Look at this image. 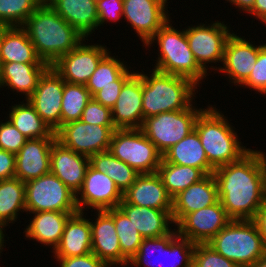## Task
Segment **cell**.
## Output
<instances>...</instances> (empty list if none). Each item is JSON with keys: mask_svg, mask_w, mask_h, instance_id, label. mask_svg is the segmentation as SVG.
<instances>
[{"mask_svg": "<svg viewBox=\"0 0 266 267\" xmlns=\"http://www.w3.org/2000/svg\"><path fill=\"white\" fill-rule=\"evenodd\" d=\"M3 26H0V75L2 71L1 43H2Z\"/></svg>", "mask_w": 266, "mask_h": 267, "instance_id": "obj_53", "label": "cell"}, {"mask_svg": "<svg viewBox=\"0 0 266 267\" xmlns=\"http://www.w3.org/2000/svg\"><path fill=\"white\" fill-rule=\"evenodd\" d=\"M98 27L107 21H119L123 15V0H101L97 3Z\"/></svg>", "mask_w": 266, "mask_h": 267, "instance_id": "obj_45", "label": "cell"}, {"mask_svg": "<svg viewBox=\"0 0 266 267\" xmlns=\"http://www.w3.org/2000/svg\"><path fill=\"white\" fill-rule=\"evenodd\" d=\"M27 140L9 120L0 123V149L16 155Z\"/></svg>", "mask_w": 266, "mask_h": 267, "instance_id": "obj_42", "label": "cell"}, {"mask_svg": "<svg viewBox=\"0 0 266 267\" xmlns=\"http://www.w3.org/2000/svg\"><path fill=\"white\" fill-rule=\"evenodd\" d=\"M185 33L196 62L206 73V64L223 61L224 47L232 34L227 24L221 21H213L210 25L200 23L185 28Z\"/></svg>", "mask_w": 266, "mask_h": 267, "instance_id": "obj_11", "label": "cell"}, {"mask_svg": "<svg viewBox=\"0 0 266 267\" xmlns=\"http://www.w3.org/2000/svg\"><path fill=\"white\" fill-rule=\"evenodd\" d=\"M157 173L160 175L165 189L172 199L191 184L200 181L206 176L199 168L167 163L163 159Z\"/></svg>", "mask_w": 266, "mask_h": 267, "instance_id": "obj_35", "label": "cell"}, {"mask_svg": "<svg viewBox=\"0 0 266 267\" xmlns=\"http://www.w3.org/2000/svg\"><path fill=\"white\" fill-rule=\"evenodd\" d=\"M162 159L167 163L199 168L206 175L212 174L215 170L209 164L205 150L195 130L166 150Z\"/></svg>", "mask_w": 266, "mask_h": 267, "instance_id": "obj_30", "label": "cell"}, {"mask_svg": "<svg viewBox=\"0 0 266 267\" xmlns=\"http://www.w3.org/2000/svg\"><path fill=\"white\" fill-rule=\"evenodd\" d=\"M15 177V154L0 149V180Z\"/></svg>", "mask_w": 266, "mask_h": 267, "instance_id": "obj_47", "label": "cell"}, {"mask_svg": "<svg viewBox=\"0 0 266 267\" xmlns=\"http://www.w3.org/2000/svg\"><path fill=\"white\" fill-rule=\"evenodd\" d=\"M123 199L128 204L172 212V198L157 172L139 174L123 193Z\"/></svg>", "mask_w": 266, "mask_h": 267, "instance_id": "obj_23", "label": "cell"}, {"mask_svg": "<svg viewBox=\"0 0 266 267\" xmlns=\"http://www.w3.org/2000/svg\"><path fill=\"white\" fill-rule=\"evenodd\" d=\"M134 73L129 71L127 68L116 80L115 85H107L98 92H96L92 98L98 101L103 106L109 107L110 109L115 105L116 100L120 94V90L124 82Z\"/></svg>", "mask_w": 266, "mask_h": 267, "instance_id": "obj_44", "label": "cell"}, {"mask_svg": "<svg viewBox=\"0 0 266 267\" xmlns=\"http://www.w3.org/2000/svg\"><path fill=\"white\" fill-rule=\"evenodd\" d=\"M195 246L196 244L187 238L180 237L177 229H173L170 234L163 237L143 238L137 253L129 260L128 267H166L168 265L169 267H192ZM151 252L152 254H150ZM149 255H153L154 260L156 257L160 258L162 256L160 259L156 258L155 260L158 266L150 264L152 262L149 261V258H151ZM163 257L166 259H168L167 257H172L173 259L171 258V260L173 262L162 265V262L165 261Z\"/></svg>", "mask_w": 266, "mask_h": 267, "instance_id": "obj_9", "label": "cell"}, {"mask_svg": "<svg viewBox=\"0 0 266 267\" xmlns=\"http://www.w3.org/2000/svg\"><path fill=\"white\" fill-rule=\"evenodd\" d=\"M89 165L96 171L106 173L124 193L140 174L125 162L117 159L110 151L100 152L89 157Z\"/></svg>", "mask_w": 266, "mask_h": 267, "instance_id": "obj_33", "label": "cell"}, {"mask_svg": "<svg viewBox=\"0 0 266 267\" xmlns=\"http://www.w3.org/2000/svg\"><path fill=\"white\" fill-rule=\"evenodd\" d=\"M253 221L258 228L259 234L261 235L266 249V201L257 211L255 217L253 218Z\"/></svg>", "mask_w": 266, "mask_h": 267, "instance_id": "obj_48", "label": "cell"}, {"mask_svg": "<svg viewBox=\"0 0 266 267\" xmlns=\"http://www.w3.org/2000/svg\"><path fill=\"white\" fill-rule=\"evenodd\" d=\"M56 261L60 267H109L92 252L82 256L56 258Z\"/></svg>", "mask_w": 266, "mask_h": 267, "instance_id": "obj_46", "label": "cell"}, {"mask_svg": "<svg viewBox=\"0 0 266 267\" xmlns=\"http://www.w3.org/2000/svg\"><path fill=\"white\" fill-rule=\"evenodd\" d=\"M137 72L142 77L143 121L162 112L185 110L192 105L198 86L192 80L155 69L149 72L150 75Z\"/></svg>", "mask_w": 266, "mask_h": 267, "instance_id": "obj_3", "label": "cell"}, {"mask_svg": "<svg viewBox=\"0 0 266 267\" xmlns=\"http://www.w3.org/2000/svg\"><path fill=\"white\" fill-rule=\"evenodd\" d=\"M84 213L77 212L66 221L60 243L52 252L54 259L82 256L92 252L90 219H86Z\"/></svg>", "mask_w": 266, "mask_h": 267, "instance_id": "obj_25", "label": "cell"}, {"mask_svg": "<svg viewBox=\"0 0 266 267\" xmlns=\"http://www.w3.org/2000/svg\"><path fill=\"white\" fill-rule=\"evenodd\" d=\"M218 109L209 106L197 117L195 131L198 133L209 164L214 168L235 162L246 154V148L239 142L237 133Z\"/></svg>", "mask_w": 266, "mask_h": 267, "instance_id": "obj_4", "label": "cell"}, {"mask_svg": "<svg viewBox=\"0 0 266 267\" xmlns=\"http://www.w3.org/2000/svg\"><path fill=\"white\" fill-rule=\"evenodd\" d=\"M44 0H0V26L22 27Z\"/></svg>", "mask_w": 266, "mask_h": 267, "instance_id": "obj_39", "label": "cell"}, {"mask_svg": "<svg viewBox=\"0 0 266 267\" xmlns=\"http://www.w3.org/2000/svg\"><path fill=\"white\" fill-rule=\"evenodd\" d=\"M25 210L79 212L76 194L52 173L25 182Z\"/></svg>", "mask_w": 266, "mask_h": 267, "instance_id": "obj_10", "label": "cell"}, {"mask_svg": "<svg viewBox=\"0 0 266 267\" xmlns=\"http://www.w3.org/2000/svg\"><path fill=\"white\" fill-rule=\"evenodd\" d=\"M143 238L163 237L170 234L172 212L128 204L124 199L118 206ZM170 227V228H169Z\"/></svg>", "mask_w": 266, "mask_h": 267, "instance_id": "obj_26", "label": "cell"}, {"mask_svg": "<svg viewBox=\"0 0 266 267\" xmlns=\"http://www.w3.org/2000/svg\"><path fill=\"white\" fill-rule=\"evenodd\" d=\"M109 151L140 174L158 171L162 154L139 129H116Z\"/></svg>", "mask_w": 266, "mask_h": 267, "instance_id": "obj_8", "label": "cell"}, {"mask_svg": "<svg viewBox=\"0 0 266 267\" xmlns=\"http://www.w3.org/2000/svg\"><path fill=\"white\" fill-rule=\"evenodd\" d=\"M230 2L232 5L234 4L235 7L243 12L250 13L253 10L254 1L255 0H225Z\"/></svg>", "mask_w": 266, "mask_h": 267, "instance_id": "obj_50", "label": "cell"}, {"mask_svg": "<svg viewBox=\"0 0 266 267\" xmlns=\"http://www.w3.org/2000/svg\"><path fill=\"white\" fill-rule=\"evenodd\" d=\"M153 1H155L156 3H158L159 5H161V6H163L166 10H167V3H169V2H167L168 0H153Z\"/></svg>", "mask_w": 266, "mask_h": 267, "instance_id": "obj_54", "label": "cell"}, {"mask_svg": "<svg viewBox=\"0 0 266 267\" xmlns=\"http://www.w3.org/2000/svg\"><path fill=\"white\" fill-rule=\"evenodd\" d=\"M105 211L114 219L122 254L130 260L137 253L143 237L119 207Z\"/></svg>", "mask_w": 266, "mask_h": 267, "instance_id": "obj_37", "label": "cell"}, {"mask_svg": "<svg viewBox=\"0 0 266 267\" xmlns=\"http://www.w3.org/2000/svg\"><path fill=\"white\" fill-rule=\"evenodd\" d=\"M4 229H5L4 226L0 224V253H2V251L4 250L3 249V247H5L4 246V243H5L4 241H7V240L4 239V236H5V234L3 233ZM0 256H1V254H0Z\"/></svg>", "mask_w": 266, "mask_h": 267, "instance_id": "obj_51", "label": "cell"}, {"mask_svg": "<svg viewBox=\"0 0 266 267\" xmlns=\"http://www.w3.org/2000/svg\"><path fill=\"white\" fill-rule=\"evenodd\" d=\"M96 213V220H90L92 253L109 267H127L129 260L122 254L114 219L105 210Z\"/></svg>", "mask_w": 266, "mask_h": 267, "instance_id": "obj_21", "label": "cell"}, {"mask_svg": "<svg viewBox=\"0 0 266 267\" xmlns=\"http://www.w3.org/2000/svg\"><path fill=\"white\" fill-rule=\"evenodd\" d=\"M89 157L65 147L57 139L50 151V173L58 177L75 194L81 189Z\"/></svg>", "mask_w": 266, "mask_h": 267, "instance_id": "obj_22", "label": "cell"}, {"mask_svg": "<svg viewBox=\"0 0 266 267\" xmlns=\"http://www.w3.org/2000/svg\"><path fill=\"white\" fill-rule=\"evenodd\" d=\"M56 139H28L15 155V178L27 182L50 173V151Z\"/></svg>", "mask_w": 266, "mask_h": 267, "instance_id": "obj_20", "label": "cell"}, {"mask_svg": "<svg viewBox=\"0 0 266 267\" xmlns=\"http://www.w3.org/2000/svg\"><path fill=\"white\" fill-rule=\"evenodd\" d=\"M114 126H100L84 123L82 120L63 125L56 137L65 147L74 152L91 157L109 151Z\"/></svg>", "mask_w": 266, "mask_h": 267, "instance_id": "obj_12", "label": "cell"}, {"mask_svg": "<svg viewBox=\"0 0 266 267\" xmlns=\"http://www.w3.org/2000/svg\"><path fill=\"white\" fill-rule=\"evenodd\" d=\"M266 95V43L258 52V59L249 77L240 85Z\"/></svg>", "mask_w": 266, "mask_h": 267, "instance_id": "obj_41", "label": "cell"}, {"mask_svg": "<svg viewBox=\"0 0 266 267\" xmlns=\"http://www.w3.org/2000/svg\"><path fill=\"white\" fill-rule=\"evenodd\" d=\"M64 82L50 66L40 77L33 94L27 99L55 133L61 128Z\"/></svg>", "mask_w": 266, "mask_h": 267, "instance_id": "obj_15", "label": "cell"}, {"mask_svg": "<svg viewBox=\"0 0 266 267\" xmlns=\"http://www.w3.org/2000/svg\"><path fill=\"white\" fill-rule=\"evenodd\" d=\"M122 200L123 193L115 182L106 173L96 171L89 165L82 187L76 194L79 212L87 208L97 211L113 209L118 207Z\"/></svg>", "mask_w": 266, "mask_h": 267, "instance_id": "obj_14", "label": "cell"}, {"mask_svg": "<svg viewBox=\"0 0 266 267\" xmlns=\"http://www.w3.org/2000/svg\"><path fill=\"white\" fill-rule=\"evenodd\" d=\"M110 54L111 52L100 61L85 84L91 96L107 85H115V80L128 68L124 61Z\"/></svg>", "mask_w": 266, "mask_h": 267, "instance_id": "obj_38", "label": "cell"}, {"mask_svg": "<svg viewBox=\"0 0 266 267\" xmlns=\"http://www.w3.org/2000/svg\"><path fill=\"white\" fill-rule=\"evenodd\" d=\"M2 63H47L37 55L33 43L22 27L3 26Z\"/></svg>", "mask_w": 266, "mask_h": 267, "instance_id": "obj_31", "label": "cell"}, {"mask_svg": "<svg viewBox=\"0 0 266 267\" xmlns=\"http://www.w3.org/2000/svg\"><path fill=\"white\" fill-rule=\"evenodd\" d=\"M25 210V182L18 178L0 180V224L4 227L18 219Z\"/></svg>", "mask_w": 266, "mask_h": 267, "instance_id": "obj_34", "label": "cell"}, {"mask_svg": "<svg viewBox=\"0 0 266 267\" xmlns=\"http://www.w3.org/2000/svg\"><path fill=\"white\" fill-rule=\"evenodd\" d=\"M218 186L214 174H208L191 184L172 199V218L176 225L186 214L215 204Z\"/></svg>", "mask_w": 266, "mask_h": 267, "instance_id": "obj_24", "label": "cell"}, {"mask_svg": "<svg viewBox=\"0 0 266 267\" xmlns=\"http://www.w3.org/2000/svg\"><path fill=\"white\" fill-rule=\"evenodd\" d=\"M254 46L244 37H239L234 32L228 37L225 47L223 67H218L219 72L227 74L231 83L240 86L250 75L258 59V52L264 46ZM239 84V85H237Z\"/></svg>", "mask_w": 266, "mask_h": 267, "instance_id": "obj_17", "label": "cell"}, {"mask_svg": "<svg viewBox=\"0 0 266 267\" xmlns=\"http://www.w3.org/2000/svg\"><path fill=\"white\" fill-rule=\"evenodd\" d=\"M50 67L48 63H2L0 88L21 93L27 100L35 91L40 77Z\"/></svg>", "mask_w": 266, "mask_h": 267, "instance_id": "obj_28", "label": "cell"}, {"mask_svg": "<svg viewBox=\"0 0 266 267\" xmlns=\"http://www.w3.org/2000/svg\"><path fill=\"white\" fill-rule=\"evenodd\" d=\"M262 23H264L266 25V18L262 21Z\"/></svg>", "mask_w": 266, "mask_h": 267, "instance_id": "obj_55", "label": "cell"}, {"mask_svg": "<svg viewBox=\"0 0 266 267\" xmlns=\"http://www.w3.org/2000/svg\"><path fill=\"white\" fill-rule=\"evenodd\" d=\"M208 244L239 267H252L266 253L253 220H231Z\"/></svg>", "mask_w": 266, "mask_h": 267, "instance_id": "obj_6", "label": "cell"}, {"mask_svg": "<svg viewBox=\"0 0 266 267\" xmlns=\"http://www.w3.org/2000/svg\"><path fill=\"white\" fill-rule=\"evenodd\" d=\"M77 212L43 211L32 213L29 225L25 229V237L36 240L53 248L59 245L64 226L69 217Z\"/></svg>", "mask_w": 266, "mask_h": 267, "instance_id": "obj_29", "label": "cell"}, {"mask_svg": "<svg viewBox=\"0 0 266 267\" xmlns=\"http://www.w3.org/2000/svg\"><path fill=\"white\" fill-rule=\"evenodd\" d=\"M45 1L85 38L98 28L97 3L94 0Z\"/></svg>", "mask_w": 266, "mask_h": 267, "instance_id": "obj_27", "label": "cell"}, {"mask_svg": "<svg viewBox=\"0 0 266 267\" xmlns=\"http://www.w3.org/2000/svg\"><path fill=\"white\" fill-rule=\"evenodd\" d=\"M15 104L7 118L28 139L56 137V133L40 117L28 100Z\"/></svg>", "mask_w": 266, "mask_h": 267, "instance_id": "obj_32", "label": "cell"}, {"mask_svg": "<svg viewBox=\"0 0 266 267\" xmlns=\"http://www.w3.org/2000/svg\"><path fill=\"white\" fill-rule=\"evenodd\" d=\"M168 10L153 0H123L122 18L130 23L144 46L170 19Z\"/></svg>", "mask_w": 266, "mask_h": 267, "instance_id": "obj_18", "label": "cell"}, {"mask_svg": "<svg viewBox=\"0 0 266 267\" xmlns=\"http://www.w3.org/2000/svg\"><path fill=\"white\" fill-rule=\"evenodd\" d=\"M203 110L192 104L185 110L162 112L144 119L140 129L163 155L195 129L197 117Z\"/></svg>", "mask_w": 266, "mask_h": 267, "instance_id": "obj_7", "label": "cell"}, {"mask_svg": "<svg viewBox=\"0 0 266 267\" xmlns=\"http://www.w3.org/2000/svg\"><path fill=\"white\" fill-rule=\"evenodd\" d=\"M111 113L115 129L142 127V77L139 73L134 72L124 82Z\"/></svg>", "mask_w": 266, "mask_h": 267, "instance_id": "obj_19", "label": "cell"}, {"mask_svg": "<svg viewBox=\"0 0 266 267\" xmlns=\"http://www.w3.org/2000/svg\"><path fill=\"white\" fill-rule=\"evenodd\" d=\"M252 267H266V253Z\"/></svg>", "mask_w": 266, "mask_h": 267, "instance_id": "obj_52", "label": "cell"}, {"mask_svg": "<svg viewBox=\"0 0 266 267\" xmlns=\"http://www.w3.org/2000/svg\"><path fill=\"white\" fill-rule=\"evenodd\" d=\"M231 219L220 200L208 207L186 214L177 224V233L195 244L208 243Z\"/></svg>", "mask_w": 266, "mask_h": 267, "instance_id": "obj_16", "label": "cell"}, {"mask_svg": "<svg viewBox=\"0 0 266 267\" xmlns=\"http://www.w3.org/2000/svg\"><path fill=\"white\" fill-rule=\"evenodd\" d=\"M22 28L37 55L50 66L61 56L88 40L44 2L28 17Z\"/></svg>", "mask_w": 266, "mask_h": 267, "instance_id": "obj_2", "label": "cell"}, {"mask_svg": "<svg viewBox=\"0 0 266 267\" xmlns=\"http://www.w3.org/2000/svg\"><path fill=\"white\" fill-rule=\"evenodd\" d=\"M192 267H239L235 262L217 253L208 243L196 244Z\"/></svg>", "mask_w": 266, "mask_h": 267, "instance_id": "obj_40", "label": "cell"}, {"mask_svg": "<svg viewBox=\"0 0 266 267\" xmlns=\"http://www.w3.org/2000/svg\"><path fill=\"white\" fill-rule=\"evenodd\" d=\"M91 98L85 85L64 82L61 127L67 123L81 120L83 110Z\"/></svg>", "mask_w": 266, "mask_h": 267, "instance_id": "obj_36", "label": "cell"}, {"mask_svg": "<svg viewBox=\"0 0 266 267\" xmlns=\"http://www.w3.org/2000/svg\"><path fill=\"white\" fill-rule=\"evenodd\" d=\"M170 22L172 21L169 19L145 45L150 48L153 42L158 43L159 57L155 60L156 65L153 69L185 77L199 86L208 74L196 62L185 29L178 31Z\"/></svg>", "mask_w": 266, "mask_h": 267, "instance_id": "obj_5", "label": "cell"}, {"mask_svg": "<svg viewBox=\"0 0 266 267\" xmlns=\"http://www.w3.org/2000/svg\"><path fill=\"white\" fill-rule=\"evenodd\" d=\"M218 198L231 220H253L266 201V155L250 149L213 172Z\"/></svg>", "mask_w": 266, "mask_h": 267, "instance_id": "obj_1", "label": "cell"}, {"mask_svg": "<svg viewBox=\"0 0 266 267\" xmlns=\"http://www.w3.org/2000/svg\"><path fill=\"white\" fill-rule=\"evenodd\" d=\"M250 14L262 22L266 18V0H255Z\"/></svg>", "mask_w": 266, "mask_h": 267, "instance_id": "obj_49", "label": "cell"}, {"mask_svg": "<svg viewBox=\"0 0 266 267\" xmlns=\"http://www.w3.org/2000/svg\"><path fill=\"white\" fill-rule=\"evenodd\" d=\"M82 41L69 53L59 57L51 67L67 83L85 85L100 61L109 53L103 45L83 44Z\"/></svg>", "mask_w": 266, "mask_h": 267, "instance_id": "obj_13", "label": "cell"}, {"mask_svg": "<svg viewBox=\"0 0 266 267\" xmlns=\"http://www.w3.org/2000/svg\"><path fill=\"white\" fill-rule=\"evenodd\" d=\"M81 120L91 125L114 126L111 109L103 106L94 98H91L87 103L83 110Z\"/></svg>", "mask_w": 266, "mask_h": 267, "instance_id": "obj_43", "label": "cell"}]
</instances>
